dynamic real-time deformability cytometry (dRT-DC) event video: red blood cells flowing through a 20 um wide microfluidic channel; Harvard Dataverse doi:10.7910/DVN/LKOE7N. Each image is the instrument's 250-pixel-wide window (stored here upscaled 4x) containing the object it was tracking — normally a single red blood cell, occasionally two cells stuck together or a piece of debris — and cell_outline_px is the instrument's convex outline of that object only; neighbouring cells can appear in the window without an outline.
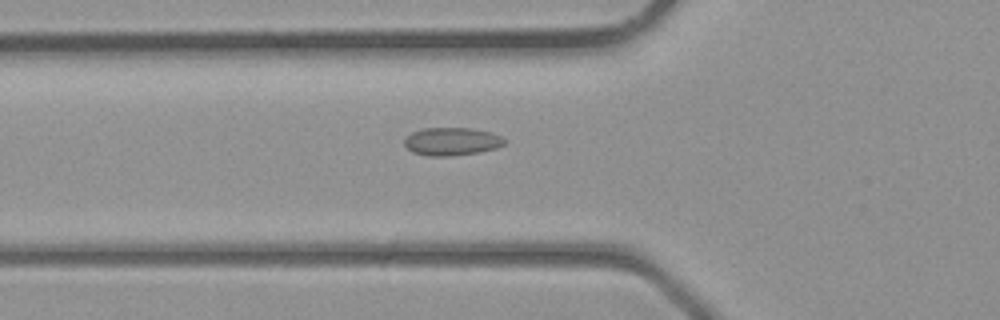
{"species": "common noctule bat (a hibernating species)", "species_latin": "Nyctalus noctula", "temperature_condition": "room temperature", "stored_images_in_passage": 27, "camera_frame_rate_fps": 3000, "um_per_image_px": 0.085, "animal": {"sex": "male", "body_mass_g": 23.1, "forearm_length_mm": 52.7}, "frame": {"image": 1, "passage_image": 3, "time_ms": 0.667, "image_size_px": [1000, 320], "cell_outline_px": [[508, 140], [504, 144], [496, 148], [480, 152], [452, 156], [428, 156], [412, 152], [404, 144], [404, 140], [412, 132], [424, 128], [472, 128], [492, 132]], "centroid_in_image_um": [38.43, 12.02], "position_along_channel_um": 87.4, "area_um2": 16.42}}
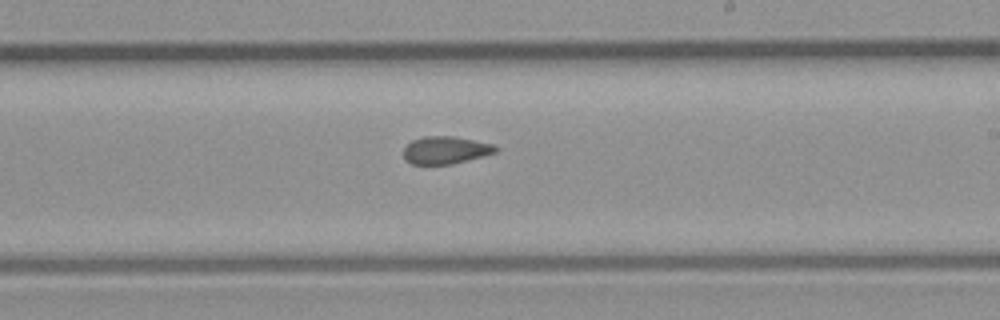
{"frame": {"image": 2, "passage_image": 12, "time_ms": 3.667, "image_size_px": [1000, 320], "cell_outline_px": [[496, 152], [484, 156], [452, 164], [412, 164], [404, 160], [404, 148], [412, 140], [424, 136], [452, 136], [492, 144], [496, 148]], "centroid_in_image_um": [37.83, 12.77], "position_along_channel_um": 251.2, "area_um2": 14.62}}
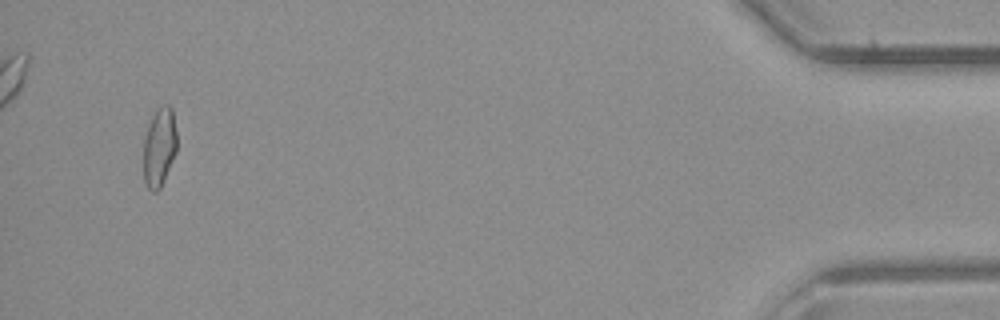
{"frame": {"image": 3, "passage_image": 26, "time_ms": 8.333, "image_size_px": [1000, 320], "cell_outline_px": [[176, 152], [164, 180], [160, 188], [156, 192], [152, 192], [144, 184], [144, 140], [152, 116], [164, 104], [168, 104], [172, 108], [176, 132]], "centroid_in_image_um": [13.54, 12.55], "position_along_channel_um": 421.7, "area_um2": 15.14}}